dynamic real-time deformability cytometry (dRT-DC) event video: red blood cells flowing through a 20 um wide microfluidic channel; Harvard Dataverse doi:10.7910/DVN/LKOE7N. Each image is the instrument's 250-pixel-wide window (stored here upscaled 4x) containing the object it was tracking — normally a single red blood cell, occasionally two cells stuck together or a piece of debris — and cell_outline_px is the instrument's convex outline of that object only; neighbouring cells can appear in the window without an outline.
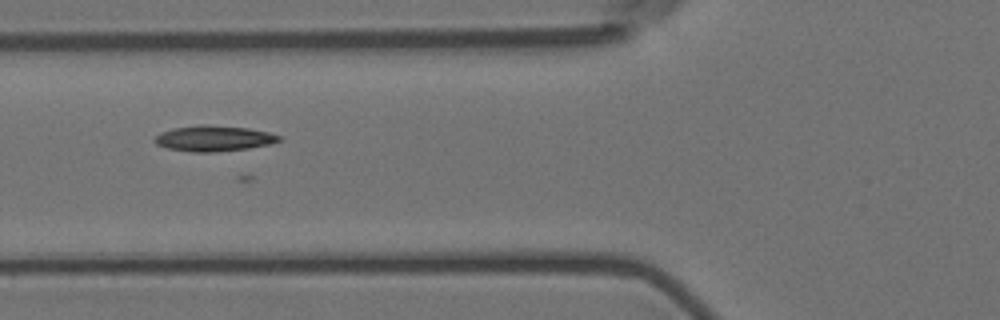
{"species": "Egyptian fruit bat (a non-hibernating species)", "species_latin": "Rousettus aegyptiacus", "temperature_condition": "room temperature", "stored_images_in_passage": 33, "camera_frame_rate_fps": 3000, "um_per_image_px": 0.085, "animal": {"sex": "female"}, "frame": {"image": 1, "passage_image": 8, "time_ms": 2.333, "image_size_px": [1000, 320], "cell_outline_px": [[280, 140], [268, 144], [248, 148], [216, 152], [196, 152], [168, 148], [156, 144], [152, 140], [160, 132], [172, 128], [200, 124], [204, 124], [248, 128], [268, 132], [280, 136]], "centroid_in_image_um": [18.12, 11.75], "position_along_channel_um": 107.7, "area_um2": 18.5}}
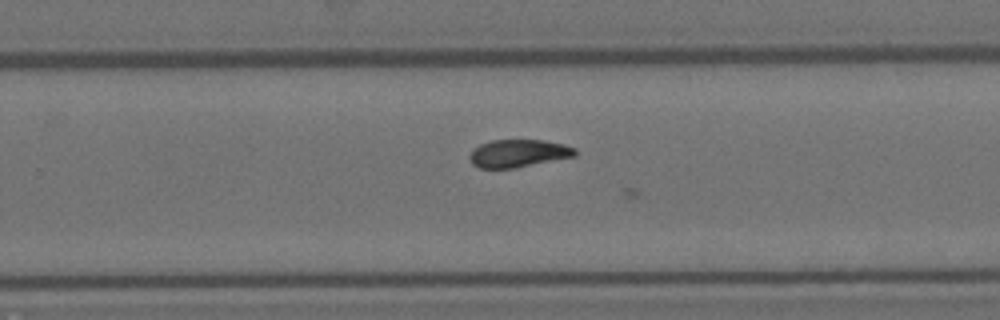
{"frame": {"image": 2, "passage_image": 23, "time_ms": 7.333, "image_size_px": [1000, 320], "cell_outline_px": [[576, 156], [516, 168], [476, 168], [472, 164], [468, 156], [472, 148], [480, 144], [492, 140], [544, 140], [564, 144], [576, 148]], "centroid_in_image_um": [44.03, 13.04], "position_along_channel_um": 285.8, "area_um2": 17.28}}
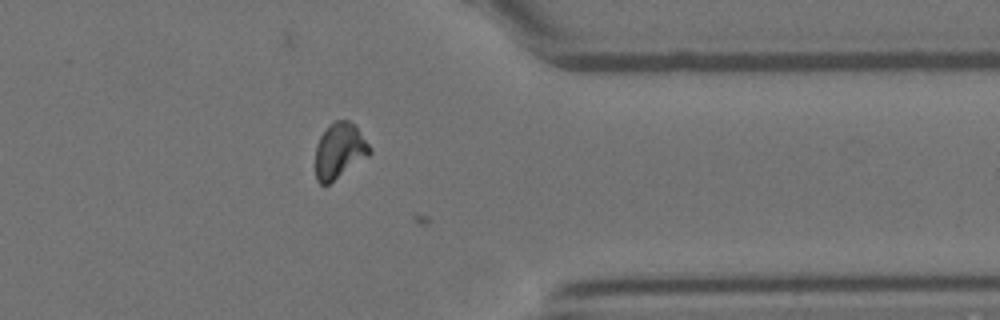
{"frame": {"image": 3, "passage_image": 32, "time_ms": 10.333, "image_size_px": [1000, 320], "cell_outline_px": [[372, 152], [368, 156], [328, 184], [320, 184], [316, 180], [316, 144], [320, 136], [328, 124], [336, 120], [348, 120], [356, 124], [372, 148]], "centroid_in_image_um": [28.87, 12.77], "position_along_channel_um": 382.5, "area_um2": 17.69}}